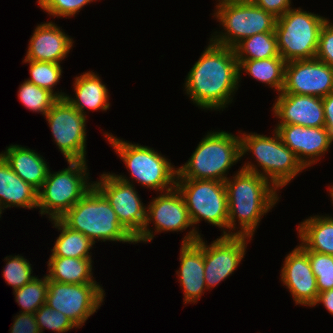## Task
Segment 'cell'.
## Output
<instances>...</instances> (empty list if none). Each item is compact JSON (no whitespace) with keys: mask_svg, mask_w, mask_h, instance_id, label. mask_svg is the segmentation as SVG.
Masks as SVG:
<instances>
[{"mask_svg":"<svg viewBox=\"0 0 333 333\" xmlns=\"http://www.w3.org/2000/svg\"><path fill=\"white\" fill-rule=\"evenodd\" d=\"M238 61L234 49L211 40L199 60L189 71L185 91L203 109H225L232 103L239 83Z\"/></svg>","mask_w":333,"mask_h":333,"instance_id":"6da1fadb","label":"cell"},{"mask_svg":"<svg viewBox=\"0 0 333 333\" xmlns=\"http://www.w3.org/2000/svg\"><path fill=\"white\" fill-rule=\"evenodd\" d=\"M228 201L227 229L235 230L236 218L241 230L229 236H253L262 216L278 201V190L272 183L257 173L240 169L233 179L225 182ZM237 216V217H236Z\"/></svg>","mask_w":333,"mask_h":333,"instance_id":"7a4b0ae2","label":"cell"},{"mask_svg":"<svg viewBox=\"0 0 333 333\" xmlns=\"http://www.w3.org/2000/svg\"><path fill=\"white\" fill-rule=\"evenodd\" d=\"M60 219L69 228L87 236L94 244L96 238L103 242L136 243L135 238L120 224L108 200L95 186Z\"/></svg>","mask_w":333,"mask_h":333,"instance_id":"3957f363","label":"cell"},{"mask_svg":"<svg viewBox=\"0 0 333 333\" xmlns=\"http://www.w3.org/2000/svg\"><path fill=\"white\" fill-rule=\"evenodd\" d=\"M240 152L241 157L247 152H252L263 173L251 163H246L241 169L260 174L277 189L286 186L305 168L295 153L282 142L275 130L273 137L257 133H243L242 137L240 136Z\"/></svg>","mask_w":333,"mask_h":333,"instance_id":"277c9868","label":"cell"},{"mask_svg":"<svg viewBox=\"0 0 333 333\" xmlns=\"http://www.w3.org/2000/svg\"><path fill=\"white\" fill-rule=\"evenodd\" d=\"M241 158L240 136L225 131L208 132L183 166L176 179H206L225 182L226 172Z\"/></svg>","mask_w":333,"mask_h":333,"instance_id":"5b68a950","label":"cell"},{"mask_svg":"<svg viewBox=\"0 0 333 333\" xmlns=\"http://www.w3.org/2000/svg\"><path fill=\"white\" fill-rule=\"evenodd\" d=\"M327 18L290 8L277 18L275 34L279 55L285 62L314 59L319 35Z\"/></svg>","mask_w":333,"mask_h":333,"instance_id":"8992f818","label":"cell"},{"mask_svg":"<svg viewBox=\"0 0 333 333\" xmlns=\"http://www.w3.org/2000/svg\"><path fill=\"white\" fill-rule=\"evenodd\" d=\"M67 162L68 168L54 173L49 170L38 191L37 208L41 215L48 214L51 220L60 219L94 186L87 181L86 161Z\"/></svg>","mask_w":333,"mask_h":333,"instance_id":"52a82bcc","label":"cell"},{"mask_svg":"<svg viewBox=\"0 0 333 333\" xmlns=\"http://www.w3.org/2000/svg\"><path fill=\"white\" fill-rule=\"evenodd\" d=\"M109 143L129 169L131 178L141 185L159 190L160 193L175 188L177 168L175 169L162 154L148 146L132 144L106 134ZM166 189V190H165ZM165 190V191H164Z\"/></svg>","mask_w":333,"mask_h":333,"instance_id":"ba28073f","label":"cell"},{"mask_svg":"<svg viewBox=\"0 0 333 333\" xmlns=\"http://www.w3.org/2000/svg\"><path fill=\"white\" fill-rule=\"evenodd\" d=\"M214 16L224 31L211 37L214 44L234 48L255 34L275 32L277 18L256 6L252 1L218 3Z\"/></svg>","mask_w":333,"mask_h":333,"instance_id":"9c48e42d","label":"cell"},{"mask_svg":"<svg viewBox=\"0 0 333 333\" xmlns=\"http://www.w3.org/2000/svg\"><path fill=\"white\" fill-rule=\"evenodd\" d=\"M175 187L181 193L193 226L205 220L214 226L223 228L228 223V201L225 183L206 179H176Z\"/></svg>","mask_w":333,"mask_h":333,"instance_id":"30bf717a","label":"cell"},{"mask_svg":"<svg viewBox=\"0 0 333 333\" xmlns=\"http://www.w3.org/2000/svg\"><path fill=\"white\" fill-rule=\"evenodd\" d=\"M97 283L68 284L48 280L46 304L65 314L78 328L103 302L104 289Z\"/></svg>","mask_w":333,"mask_h":333,"instance_id":"8fae6325","label":"cell"},{"mask_svg":"<svg viewBox=\"0 0 333 333\" xmlns=\"http://www.w3.org/2000/svg\"><path fill=\"white\" fill-rule=\"evenodd\" d=\"M94 186L105 196L120 224L136 238L146 222V209L133 184L124 175L103 173Z\"/></svg>","mask_w":333,"mask_h":333,"instance_id":"7c38bea8","label":"cell"},{"mask_svg":"<svg viewBox=\"0 0 333 333\" xmlns=\"http://www.w3.org/2000/svg\"><path fill=\"white\" fill-rule=\"evenodd\" d=\"M54 141L67 161H86V116L58 99L45 115Z\"/></svg>","mask_w":333,"mask_h":333,"instance_id":"4fadbf2b","label":"cell"},{"mask_svg":"<svg viewBox=\"0 0 333 333\" xmlns=\"http://www.w3.org/2000/svg\"><path fill=\"white\" fill-rule=\"evenodd\" d=\"M333 91V68L316 58L285 64L284 87L279 94L323 98Z\"/></svg>","mask_w":333,"mask_h":333,"instance_id":"5bb4252c","label":"cell"},{"mask_svg":"<svg viewBox=\"0 0 333 333\" xmlns=\"http://www.w3.org/2000/svg\"><path fill=\"white\" fill-rule=\"evenodd\" d=\"M155 225V232L159 231H183L193 226L185 201L175 187L174 189L161 193L150 202L146 211V222L141 233L135 238V244L140 241L150 242L153 237V230H149V223Z\"/></svg>","mask_w":333,"mask_h":333,"instance_id":"9a60e30c","label":"cell"},{"mask_svg":"<svg viewBox=\"0 0 333 333\" xmlns=\"http://www.w3.org/2000/svg\"><path fill=\"white\" fill-rule=\"evenodd\" d=\"M248 236H220L211 245L204 242V278L211 289L228 278L245 255Z\"/></svg>","mask_w":333,"mask_h":333,"instance_id":"2e32d148","label":"cell"},{"mask_svg":"<svg viewBox=\"0 0 333 333\" xmlns=\"http://www.w3.org/2000/svg\"><path fill=\"white\" fill-rule=\"evenodd\" d=\"M180 268L177 271L184 289V303H196L207 290L204 278V240L194 228L182 240Z\"/></svg>","mask_w":333,"mask_h":333,"instance_id":"e0dca14e","label":"cell"},{"mask_svg":"<svg viewBox=\"0 0 333 333\" xmlns=\"http://www.w3.org/2000/svg\"><path fill=\"white\" fill-rule=\"evenodd\" d=\"M281 281L289 289L296 305H315L319 295L317 281L309 262L308 250L301 244L285 257Z\"/></svg>","mask_w":333,"mask_h":333,"instance_id":"ac0fdd59","label":"cell"},{"mask_svg":"<svg viewBox=\"0 0 333 333\" xmlns=\"http://www.w3.org/2000/svg\"><path fill=\"white\" fill-rule=\"evenodd\" d=\"M276 126L275 131L282 142L295 153L305 168L316 163L333 142V137L325 127Z\"/></svg>","mask_w":333,"mask_h":333,"instance_id":"d6986e66","label":"cell"},{"mask_svg":"<svg viewBox=\"0 0 333 333\" xmlns=\"http://www.w3.org/2000/svg\"><path fill=\"white\" fill-rule=\"evenodd\" d=\"M278 95L273 105L274 115L281 119L277 125L325 126L322 98L297 94Z\"/></svg>","mask_w":333,"mask_h":333,"instance_id":"ffe728a7","label":"cell"},{"mask_svg":"<svg viewBox=\"0 0 333 333\" xmlns=\"http://www.w3.org/2000/svg\"><path fill=\"white\" fill-rule=\"evenodd\" d=\"M73 46V40L53 22L37 25L25 59L60 64Z\"/></svg>","mask_w":333,"mask_h":333,"instance_id":"44dd1931","label":"cell"},{"mask_svg":"<svg viewBox=\"0 0 333 333\" xmlns=\"http://www.w3.org/2000/svg\"><path fill=\"white\" fill-rule=\"evenodd\" d=\"M12 170L26 183L39 191L47 178L49 167L35 150L19 145H10L0 153Z\"/></svg>","mask_w":333,"mask_h":333,"instance_id":"7402d4cb","label":"cell"},{"mask_svg":"<svg viewBox=\"0 0 333 333\" xmlns=\"http://www.w3.org/2000/svg\"><path fill=\"white\" fill-rule=\"evenodd\" d=\"M38 191L15 174L0 154V207L37 208Z\"/></svg>","mask_w":333,"mask_h":333,"instance_id":"603a6c76","label":"cell"},{"mask_svg":"<svg viewBox=\"0 0 333 333\" xmlns=\"http://www.w3.org/2000/svg\"><path fill=\"white\" fill-rule=\"evenodd\" d=\"M74 91L76 98L68 95L67 100L78 112L86 116L85 108L90 110H107L109 109V92L105 84L102 83L100 77L94 72H85L76 77L74 82Z\"/></svg>","mask_w":333,"mask_h":333,"instance_id":"cb8c5ba5","label":"cell"},{"mask_svg":"<svg viewBox=\"0 0 333 333\" xmlns=\"http://www.w3.org/2000/svg\"><path fill=\"white\" fill-rule=\"evenodd\" d=\"M301 245L308 251L333 255V217H309L299 224Z\"/></svg>","mask_w":333,"mask_h":333,"instance_id":"d4e9b609","label":"cell"},{"mask_svg":"<svg viewBox=\"0 0 333 333\" xmlns=\"http://www.w3.org/2000/svg\"><path fill=\"white\" fill-rule=\"evenodd\" d=\"M92 258L50 257L48 280L59 283H96L92 279Z\"/></svg>","mask_w":333,"mask_h":333,"instance_id":"484cf974","label":"cell"},{"mask_svg":"<svg viewBox=\"0 0 333 333\" xmlns=\"http://www.w3.org/2000/svg\"><path fill=\"white\" fill-rule=\"evenodd\" d=\"M237 61L239 79H241V70H245L246 73L256 80L268 84L272 88H276L275 90L278 93L283 91L286 62L280 55L268 59Z\"/></svg>","mask_w":333,"mask_h":333,"instance_id":"4316f807","label":"cell"},{"mask_svg":"<svg viewBox=\"0 0 333 333\" xmlns=\"http://www.w3.org/2000/svg\"><path fill=\"white\" fill-rule=\"evenodd\" d=\"M60 230L50 257L91 258L89 251L94 243L79 231L69 228L61 219L51 220Z\"/></svg>","mask_w":333,"mask_h":333,"instance_id":"83f0119b","label":"cell"},{"mask_svg":"<svg viewBox=\"0 0 333 333\" xmlns=\"http://www.w3.org/2000/svg\"><path fill=\"white\" fill-rule=\"evenodd\" d=\"M233 49L237 60H260L279 56L275 32L255 34L239 42Z\"/></svg>","mask_w":333,"mask_h":333,"instance_id":"f1b7e54d","label":"cell"},{"mask_svg":"<svg viewBox=\"0 0 333 333\" xmlns=\"http://www.w3.org/2000/svg\"><path fill=\"white\" fill-rule=\"evenodd\" d=\"M24 63H29L30 66V79L27 81L41 87L45 90L50 91L57 99H65L66 94L62 92L53 91V87L57 85L61 76L62 69L60 64L45 62V61H32L23 60Z\"/></svg>","mask_w":333,"mask_h":333,"instance_id":"f546056e","label":"cell"},{"mask_svg":"<svg viewBox=\"0 0 333 333\" xmlns=\"http://www.w3.org/2000/svg\"><path fill=\"white\" fill-rule=\"evenodd\" d=\"M48 292V277L43 279L35 277L31 282L27 283L20 289L14 290L15 300L23 313L34 314L39 307L46 304Z\"/></svg>","mask_w":333,"mask_h":333,"instance_id":"4dcf8cb0","label":"cell"},{"mask_svg":"<svg viewBox=\"0 0 333 333\" xmlns=\"http://www.w3.org/2000/svg\"><path fill=\"white\" fill-rule=\"evenodd\" d=\"M18 98L30 111L41 112L44 116L58 100L50 91L27 80L20 85Z\"/></svg>","mask_w":333,"mask_h":333,"instance_id":"1f68e13d","label":"cell"},{"mask_svg":"<svg viewBox=\"0 0 333 333\" xmlns=\"http://www.w3.org/2000/svg\"><path fill=\"white\" fill-rule=\"evenodd\" d=\"M5 260L7 263L3 269V277L7 284L13 287V290L20 289L36 277L31 275V264L23 256L10 255L5 257Z\"/></svg>","mask_w":333,"mask_h":333,"instance_id":"d6a6232c","label":"cell"},{"mask_svg":"<svg viewBox=\"0 0 333 333\" xmlns=\"http://www.w3.org/2000/svg\"><path fill=\"white\" fill-rule=\"evenodd\" d=\"M308 258L316 277L318 292L333 289V255L308 251Z\"/></svg>","mask_w":333,"mask_h":333,"instance_id":"836d02e7","label":"cell"},{"mask_svg":"<svg viewBox=\"0 0 333 333\" xmlns=\"http://www.w3.org/2000/svg\"><path fill=\"white\" fill-rule=\"evenodd\" d=\"M39 330H53L64 333L77 326L62 312L50 308L47 304L42 305L34 313Z\"/></svg>","mask_w":333,"mask_h":333,"instance_id":"e575fe53","label":"cell"},{"mask_svg":"<svg viewBox=\"0 0 333 333\" xmlns=\"http://www.w3.org/2000/svg\"><path fill=\"white\" fill-rule=\"evenodd\" d=\"M94 0H38L40 8L55 17L76 15L86 4Z\"/></svg>","mask_w":333,"mask_h":333,"instance_id":"d590c367","label":"cell"},{"mask_svg":"<svg viewBox=\"0 0 333 333\" xmlns=\"http://www.w3.org/2000/svg\"><path fill=\"white\" fill-rule=\"evenodd\" d=\"M316 59L333 68V24L327 20L321 28Z\"/></svg>","mask_w":333,"mask_h":333,"instance_id":"8d00e7d4","label":"cell"},{"mask_svg":"<svg viewBox=\"0 0 333 333\" xmlns=\"http://www.w3.org/2000/svg\"><path fill=\"white\" fill-rule=\"evenodd\" d=\"M11 333H41L37 325L35 314L20 312L15 316L11 326Z\"/></svg>","mask_w":333,"mask_h":333,"instance_id":"74e56055","label":"cell"},{"mask_svg":"<svg viewBox=\"0 0 333 333\" xmlns=\"http://www.w3.org/2000/svg\"><path fill=\"white\" fill-rule=\"evenodd\" d=\"M252 2L276 18L281 17L291 8V0H252Z\"/></svg>","mask_w":333,"mask_h":333,"instance_id":"f35d334b","label":"cell"},{"mask_svg":"<svg viewBox=\"0 0 333 333\" xmlns=\"http://www.w3.org/2000/svg\"><path fill=\"white\" fill-rule=\"evenodd\" d=\"M324 107L325 128L333 137V91L322 98Z\"/></svg>","mask_w":333,"mask_h":333,"instance_id":"ab89813d","label":"cell"},{"mask_svg":"<svg viewBox=\"0 0 333 333\" xmlns=\"http://www.w3.org/2000/svg\"><path fill=\"white\" fill-rule=\"evenodd\" d=\"M318 303H323L329 313L333 315V289L320 292L314 306H316Z\"/></svg>","mask_w":333,"mask_h":333,"instance_id":"60d3db41","label":"cell"},{"mask_svg":"<svg viewBox=\"0 0 333 333\" xmlns=\"http://www.w3.org/2000/svg\"><path fill=\"white\" fill-rule=\"evenodd\" d=\"M236 1H252V0H219V3L236 2Z\"/></svg>","mask_w":333,"mask_h":333,"instance_id":"b9f144b4","label":"cell"},{"mask_svg":"<svg viewBox=\"0 0 333 333\" xmlns=\"http://www.w3.org/2000/svg\"><path fill=\"white\" fill-rule=\"evenodd\" d=\"M330 189V196H331V199H332V202H333V186H331V188H329Z\"/></svg>","mask_w":333,"mask_h":333,"instance_id":"7bdbcfd3","label":"cell"},{"mask_svg":"<svg viewBox=\"0 0 333 333\" xmlns=\"http://www.w3.org/2000/svg\"><path fill=\"white\" fill-rule=\"evenodd\" d=\"M2 210H4V209L0 207V218H1Z\"/></svg>","mask_w":333,"mask_h":333,"instance_id":"ee69618b","label":"cell"}]
</instances>
